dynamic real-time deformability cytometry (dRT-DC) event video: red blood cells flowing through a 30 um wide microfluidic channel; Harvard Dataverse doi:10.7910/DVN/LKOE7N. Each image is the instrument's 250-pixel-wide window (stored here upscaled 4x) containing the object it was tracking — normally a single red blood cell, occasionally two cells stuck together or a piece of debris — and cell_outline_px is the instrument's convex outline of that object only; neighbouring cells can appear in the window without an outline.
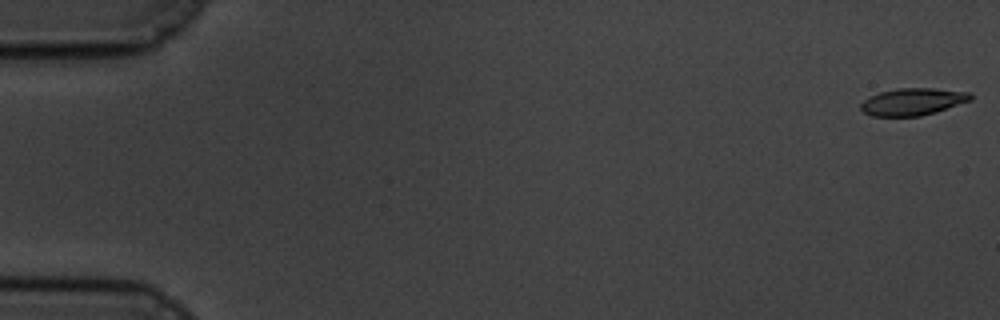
{"species": "common noctule bat (a hibernating species)", "species_latin": "Nyctalus noctula", "temperature_condition": "cold", "stored_images_in_passage": 58, "camera_frame_rate_fps": 3000, "um_per_image_px": 0.085, "animal": {"sex": "male", "body_mass_g": 19.5, "forearm_length_mm": 54.6}, "frame": {"image": 1, "passage_image": 1, "time_ms": 0.0, "image_size_px": [1000, 320], "cell_outline_px": [[972, 100], [936, 112], [920, 116], [872, 116], [864, 112], [860, 108], [860, 104], [868, 96], [880, 92], [896, 88], [932, 88], [968, 92], [972, 96]], "centroid_in_image_um": [77.56, 8.64], "position_along_channel_um": 7.4, "area_um2": 17.4}}
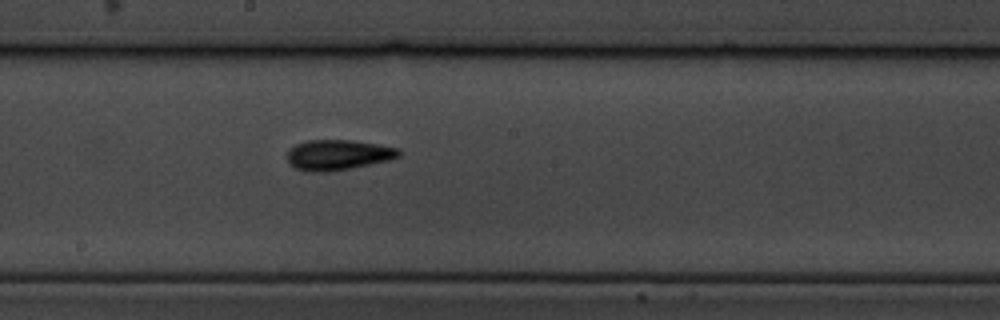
{"frame": {"image": 2, "passage_image": 32, "time_ms": 10.333, "image_size_px": [1000, 320], "cell_outline_px": [[400, 156], [388, 160], [352, 168], [328, 172], [308, 172], [296, 168], [288, 164], [288, 148], [296, 144], [308, 140], [352, 140], [400, 148]], "centroid_in_image_um": [28.7, 13.17], "position_along_channel_um": 219.5, "area_um2": 19.83}}
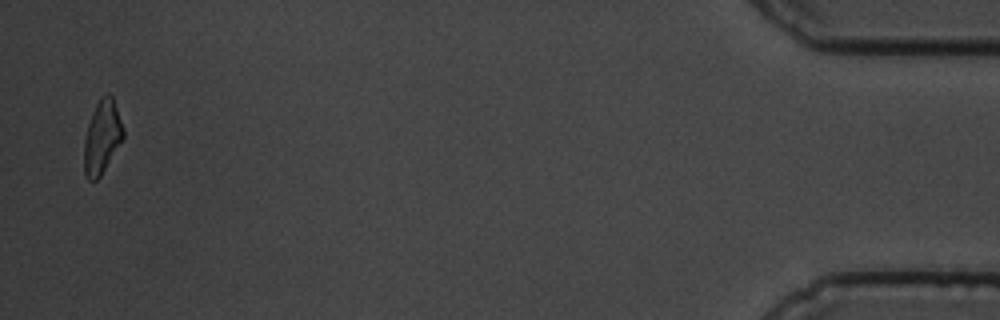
{"frame": {"image": 3, "passage_image": 57, "time_ms": 18.667, "image_size_px": [1000, 320], "cell_outline_px": [[124, 136], [100, 176], [96, 180], [88, 180], [84, 172], [84, 140], [88, 124], [92, 112], [100, 96], [108, 92], [112, 96], [124, 128]], "centroid_in_image_um": [8.66, 11.61], "position_along_channel_um": 426.5, "area_um2": 16.59}, "authors_computed_cell_mechanics": {"area_um2": 17.8313, "velocity_mm_per_s": 3.4896, "shape_relaxation_time_tau1_ms": 4.1375, "shape_relaxation_time_tau2_ms": 5.5501, "deformation_change_tau1": 0.1268, "deformation_change_tau2": 0.1435}}